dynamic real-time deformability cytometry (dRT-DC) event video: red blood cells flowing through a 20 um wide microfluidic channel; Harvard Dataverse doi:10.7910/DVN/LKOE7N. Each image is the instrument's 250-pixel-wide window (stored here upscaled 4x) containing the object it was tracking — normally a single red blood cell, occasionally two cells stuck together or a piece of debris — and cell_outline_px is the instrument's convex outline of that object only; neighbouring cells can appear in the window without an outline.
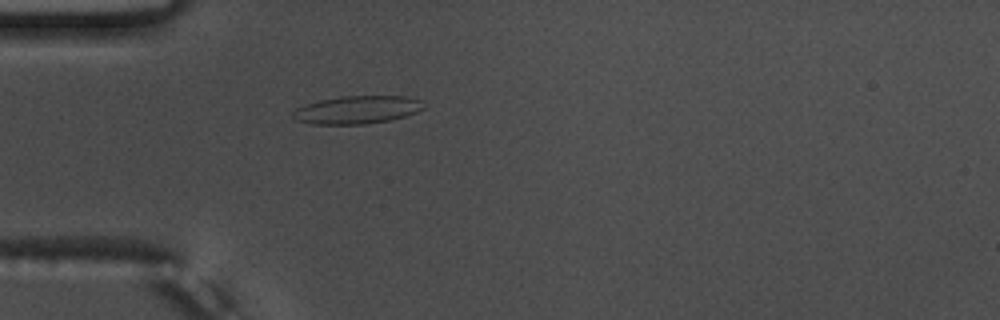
{"species": "common noctule bat (a hibernating species)", "species_latin": "Nyctalus noctula", "temperature_condition": "warm", "stored_images_in_passage": 54, "camera_frame_rate_fps": 3000, "um_per_image_px": 0.085, "animal": {"sex": "male", "body_mass_g": 17.5, "forearm_length_mm": 52.3}, "frame": {"image": 1, "passage_image": 16, "time_ms": 5.0, "image_size_px": [1000, 320], "cell_outline_px": [[424, 108], [416, 112], [404, 116], [388, 120], [364, 124], [312, 124], [296, 120], [288, 116], [296, 108], [320, 100], [340, 96], [408, 96], [424, 100]], "centroid_in_image_um": [30.35, 9.32], "position_along_channel_um": 54.7, "area_um2": 21.39}}
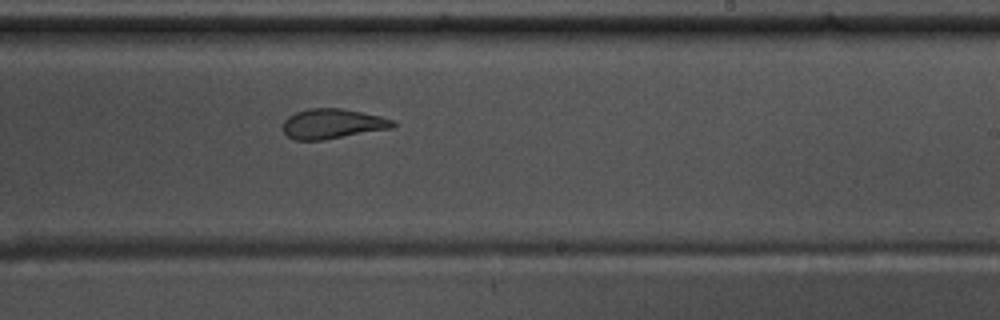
{"frame": {"image": 2, "passage_image": 33, "time_ms": 10.667, "image_size_px": [1000, 320], "cell_outline_px": [[396, 124], [392, 128], [324, 140], [292, 140], [284, 132], [284, 120], [288, 116], [296, 112], [308, 108], [344, 108], [380, 116], [392, 120]], "centroid_in_image_um": [28.24, 10.52], "position_along_channel_um": 260.8, "area_um2": 19.19}}
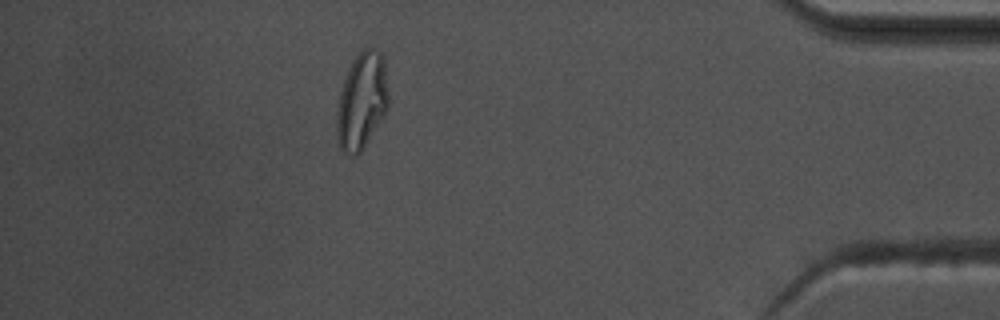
{"frame": {"image": 3, "passage_image": 48, "time_ms": 15.667, "image_size_px": [1000, 320], "cell_outline_px": [[388, 108], [364, 148], [356, 156], [352, 156], [344, 152], [340, 148], [336, 136], [336, 112], [340, 92], [348, 68], [352, 60], [364, 48], [376, 48], [384, 56], [388, 92]], "centroid_in_image_um": [30.74, 8.59], "position_along_channel_um": 404.5, "area_um2": 29.42}, "authors_computed_cell_mechanics": {"area_um2": 21.675, "velocity_mm_per_s": 3.7754, "shape_relaxation_time_tau1_ms": null, "shape_relaxation_time_tau2_ms": 2.0848, "deformation_change_tau1": null, "deformation_change_tau2": 0.1074}}